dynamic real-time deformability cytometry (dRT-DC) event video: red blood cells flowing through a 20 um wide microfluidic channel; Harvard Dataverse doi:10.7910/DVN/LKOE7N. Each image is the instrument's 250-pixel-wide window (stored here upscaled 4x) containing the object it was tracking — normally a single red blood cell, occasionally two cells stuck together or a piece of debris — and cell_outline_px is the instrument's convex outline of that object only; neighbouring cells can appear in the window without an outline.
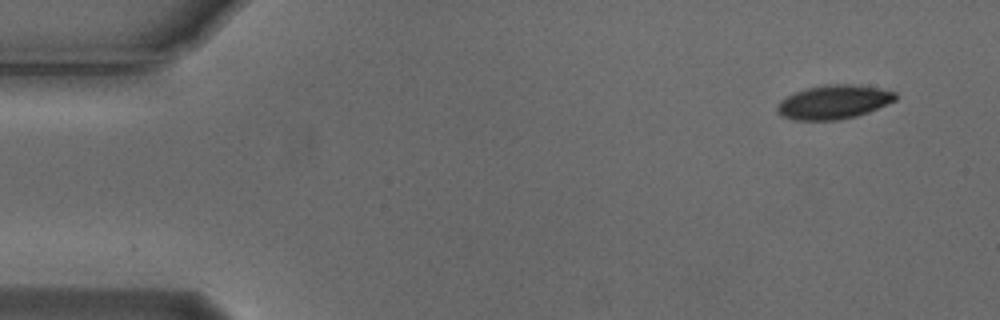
{"species": "Egyptian fruit bat (a non-hibernating species)", "species_latin": "Rousettus aegyptiacus", "temperature_condition": "cold", "stored_images_in_passage": 6, "camera_frame_rate_fps": 3000, "um_per_image_px": 0.085, "animal": {"sex": "male"}, "frame": {"image": 1, "passage_image": 1, "time_ms": 0.0, "image_size_px": [1000, 320], "cell_outline_px": [[896, 100], [868, 112], [856, 116], [836, 120], [792, 120], [780, 116], [776, 112], [776, 104], [780, 100], [792, 92], [808, 88], [828, 84], [852, 84], [876, 88], [896, 92]], "centroid_in_image_um": [70.79, 8.68], "position_along_channel_um": 14.2, "area_um2": 23.47}}
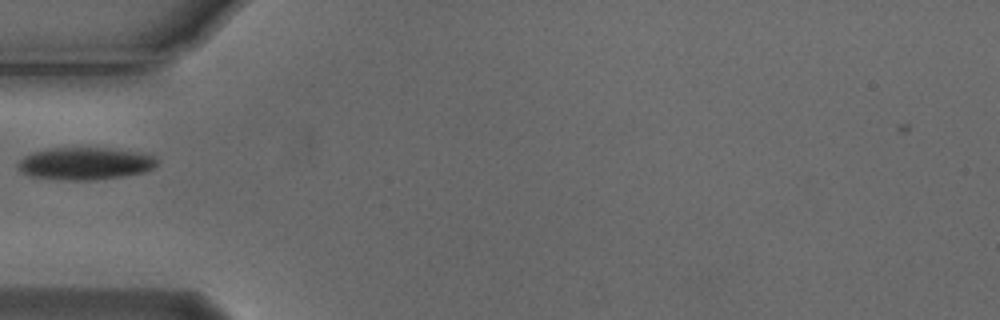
{"frame": {"image": 2, "passage_image": 5, "time_ms": 1.333, "image_size_px": [1000, 320], "cell_outline_px": [[160, 160], [152, 168], [144, 172], [124, 176], [88, 180], [68, 180], [32, 176], [24, 172], [16, 164], [24, 156], [32, 152], [52, 148], [108, 148], [144, 152]], "centroid_in_image_um": [7.28, 13.88], "position_along_channel_um": 77.7, "area_um2": 26.07}}
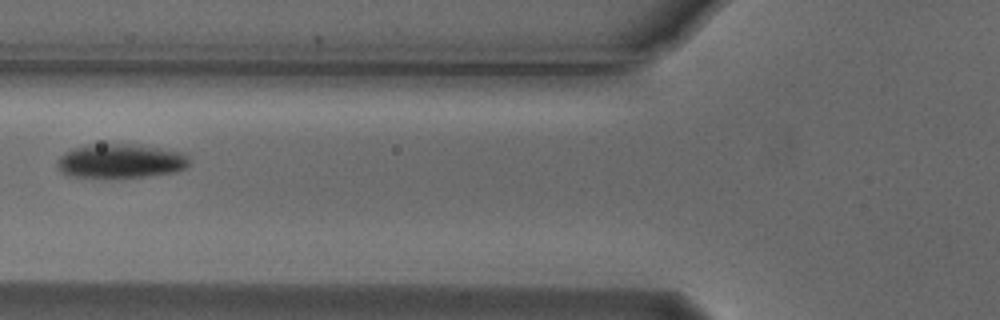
{"frame": {"image": 3, "passage_image": 6, "time_ms": 1.667, "image_size_px": [1000, 320], "cell_outline_px": [[188, 164], [184, 168], [172, 172], [148, 176], [68, 176], [60, 172], [56, 168], [56, 160], [64, 152], [72, 148], [88, 144], [136, 144], [184, 152], [188, 156]], "centroid_in_image_um": [10.19, 13.66], "position_along_channel_um": 115.6, "area_um2": 26.13}}